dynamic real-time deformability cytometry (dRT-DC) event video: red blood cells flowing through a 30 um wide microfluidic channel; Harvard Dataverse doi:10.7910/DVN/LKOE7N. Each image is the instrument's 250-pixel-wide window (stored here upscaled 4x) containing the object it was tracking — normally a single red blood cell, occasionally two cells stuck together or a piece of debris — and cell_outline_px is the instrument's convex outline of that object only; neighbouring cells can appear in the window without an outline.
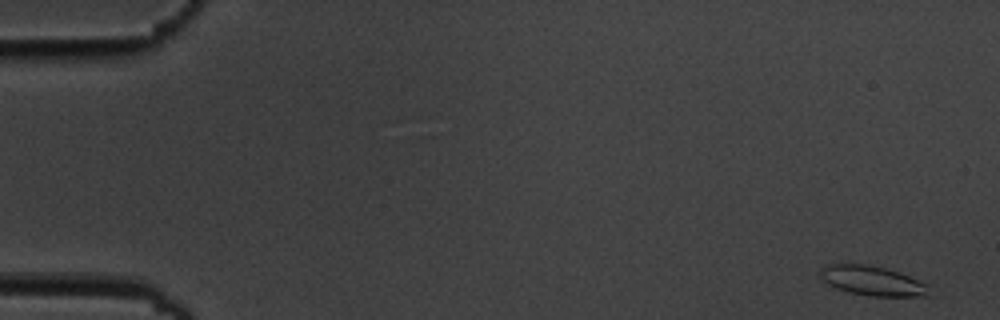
{"species": "common noctule bat (a hibernating species)", "species_latin": "Nyctalus noctula", "temperature_condition": "cold", "stored_images_in_passage": 6, "camera_frame_rate_fps": 3000, "um_per_image_px": 0.085, "animal": {"sex": "male", "body_mass_g": 19.5, "forearm_length_mm": 54.6}, "frame": {"image": 1, "passage_image": 1, "time_ms": 0.0, "image_size_px": [1000, 320], "cell_outline_px": [[928, 296], [872, 296], [848, 292], [836, 288], [828, 284], [820, 276], [820, 268], [824, 264], [868, 264], [900, 272], [928, 284]], "centroid_in_image_um": [74.13, 23.85], "position_along_channel_um": 10.9, "area_um2": 18.79}}
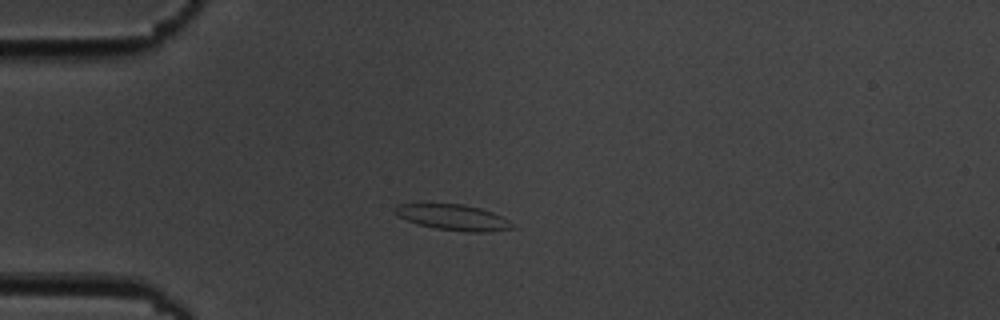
{"frame": {"image": 2, "passage_image": 4, "time_ms": 4.333, "image_size_px": [1000, 320], "cell_outline_px": [[516, 228], [484, 232], [464, 232], [436, 228], [416, 224], [396, 216], [392, 208], [396, 204], [464, 204], [480, 208], [492, 212], [508, 220]], "centroid_in_image_um": [38.47, 18.47], "position_along_channel_um": 46.5, "area_um2": 17.69}}